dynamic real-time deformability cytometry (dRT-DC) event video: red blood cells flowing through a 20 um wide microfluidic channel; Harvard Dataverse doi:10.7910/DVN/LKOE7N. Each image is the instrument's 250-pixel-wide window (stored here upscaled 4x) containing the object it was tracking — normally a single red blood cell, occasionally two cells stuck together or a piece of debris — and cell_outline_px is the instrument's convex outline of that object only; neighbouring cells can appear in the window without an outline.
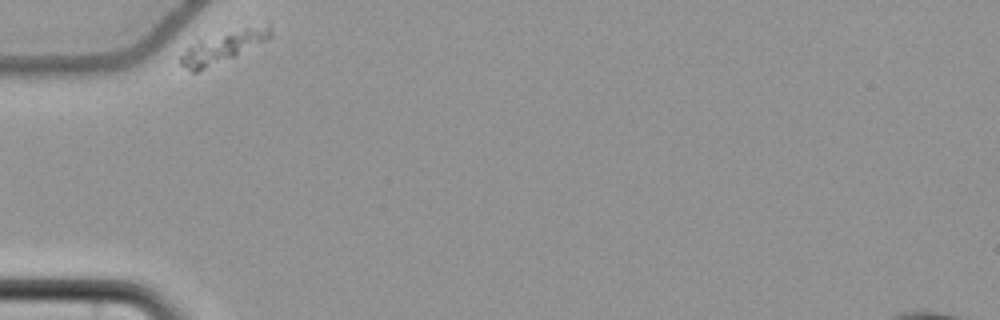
{"species": "common noctule bat (a hibernating species)", "species_latin": "Nyctalus noctula", "temperature_condition": "cold", "stored_images_in_passage": 39, "camera_frame_rate_fps": 3000, "um_per_image_px": 0.085, "animal": {"sex": "female", "body_mass_g": 22.7, "forearm_length_mm": 54.2}, "frame": {"image": 1, "passage_image": 1, "time_ms": 0.0, "image_size_px": [1000, 320], "cell_outline_px": [[272, 36], [268, 40], [236, 56], [196, 72], [192, 72], [180, 64], [180, 56], [188, 44], [200, 40], [244, 28], [268, 24], [272, 24]], "centroid_in_image_um": [18.98, 4.0], "position_along_channel_um": 66.0, "area_um2": 16.13}}
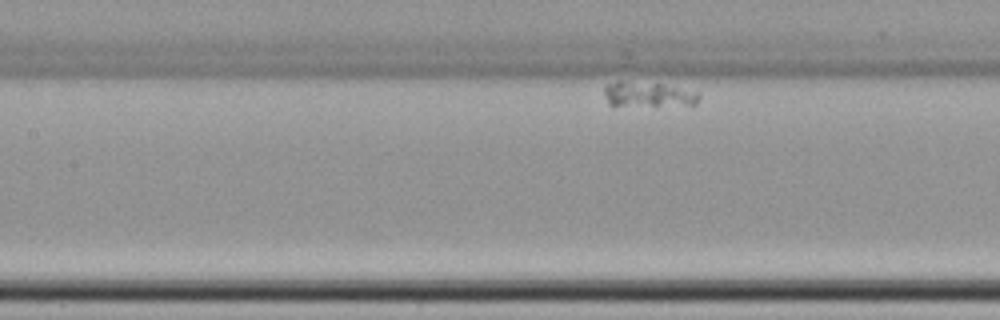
{"frame": {"image": 2, "passage_image": 12, "time_ms": 3.667, "image_size_px": [1000, 320], "cell_outline_px": [[700, 96], [696, 104], [608, 104], [604, 92], [604, 88], [608, 84], [616, 80], [620, 80], [660, 84], [700, 92]], "centroid_in_image_um": [55.07, 7.98], "position_along_channel_um": 152.3, "area_um2": 13.18}}
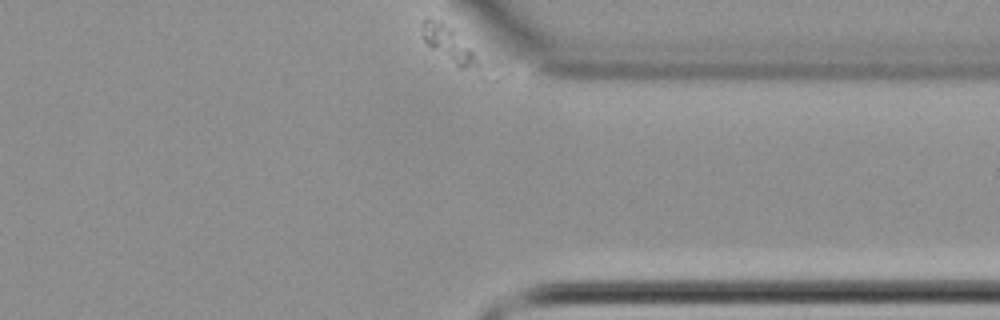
{"frame": {"image": 3, "passage_image": 39, "time_ms": 12.667, "image_size_px": [1000, 320], "cell_outline_px": [[476, 64], [460, 68], [432, 48], [424, 40], [420, 24], [428, 16], [440, 20], [452, 28], [472, 52]], "centroid_in_image_um": [37.97, 3.6], "position_along_channel_um": 373.4, "area_um2": 10.58}}